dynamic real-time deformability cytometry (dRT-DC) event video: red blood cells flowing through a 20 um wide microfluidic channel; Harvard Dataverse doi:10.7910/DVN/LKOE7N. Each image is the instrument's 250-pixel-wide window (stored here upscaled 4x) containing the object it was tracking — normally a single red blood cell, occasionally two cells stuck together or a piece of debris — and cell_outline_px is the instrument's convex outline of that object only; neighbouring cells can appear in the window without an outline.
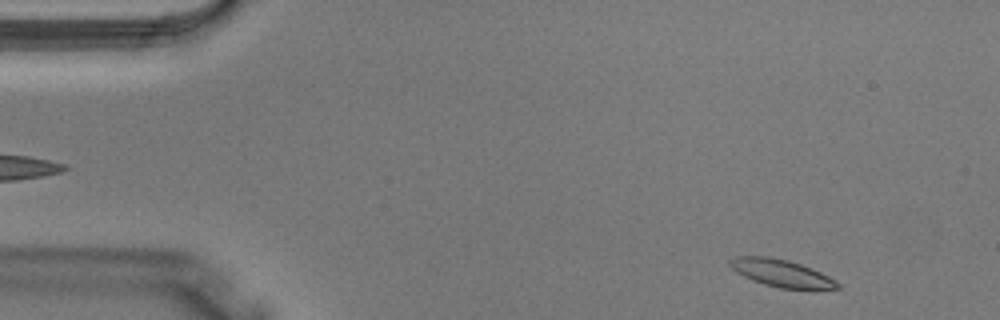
{"species": "Egyptian fruit bat (a non-hibernating species)", "species_latin": "Rousettus aegyptiacus", "temperature_condition": "warm", "stored_images_in_passage": 4, "segment_of_instrument_passage": [2, 2], "camera_frame_rate_fps": 3000, "um_per_image_px": 0.085, "animal": {"sex": "male"}, "frame": {"image": 1, "passage_image": 4, "time_ms": 1.0, "image_size_px": [1000, 320], "cell_outline_px": [[840, 288], [780, 288], [764, 284], [752, 280], [736, 272], [728, 264], [728, 260], [736, 256], [768, 256], [788, 260], [812, 268], [836, 280], [840, 284]], "centroid_in_image_um": [66.37, 23.19], "position_along_channel_um": 18.6, "area_um2": 16.94}}